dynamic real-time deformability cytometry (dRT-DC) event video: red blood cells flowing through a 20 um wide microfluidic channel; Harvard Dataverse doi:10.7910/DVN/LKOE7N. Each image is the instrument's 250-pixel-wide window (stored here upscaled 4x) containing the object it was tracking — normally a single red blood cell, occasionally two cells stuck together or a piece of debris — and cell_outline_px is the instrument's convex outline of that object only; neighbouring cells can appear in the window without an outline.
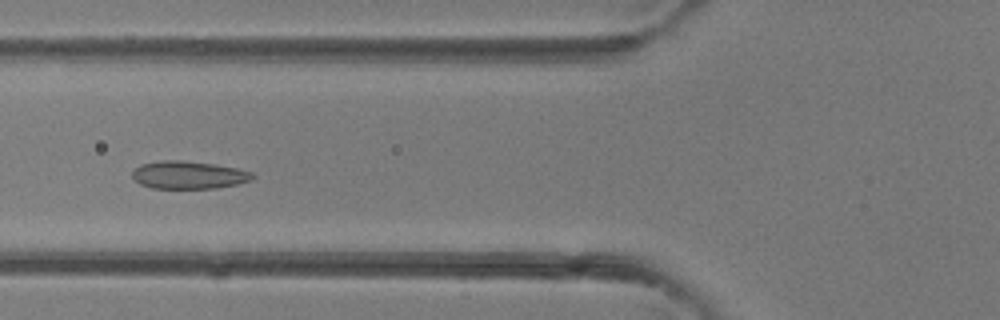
{"species": "common noctule bat (a hibernating species)", "species_latin": "Nyctalus noctula", "temperature_condition": "room temperature", "stored_images_in_passage": 31, "camera_frame_rate_fps": 3000, "um_per_image_px": 0.085, "animal": {"sex": "female"}, "frame": {"image": 1, "passage_image": 5, "time_ms": 1.333, "image_size_px": [1000, 320], "cell_outline_px": [[256, 176], [252, 180], [236, 184], [216, 188], [152, 188], [140, 184], [132, 176], [132, 172], [140, 164], [160, 160], [180, 160], [216, 164], [236, 168], [252, 172]], "centroid_in_image_um": [16.04, 14.86], "position_along_channel_um": 109.8, "area_um2": 19.48}}
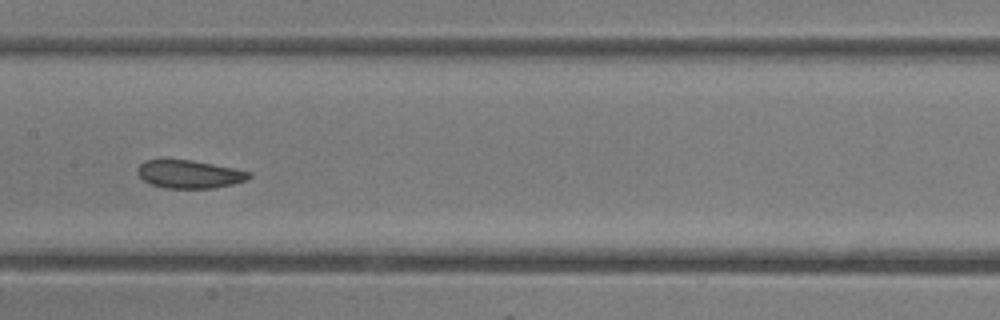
{"frame": {"image": 2, "passage_image": 10, "time_ms": 3.0, "image_size_px": [1000, 320], "cell_outline_px": [[252, 176], [248, 180], [232, 184], [212, 188], [164, 188], [148, 184], [136, 172], [136, 168], [144, 160], [192, 160], [236, 168], [252, 172]], "centroid_in_image_um": [16.11, 14.81], "position_along_channel_um": 191.3, "area_um2": 18.44}}